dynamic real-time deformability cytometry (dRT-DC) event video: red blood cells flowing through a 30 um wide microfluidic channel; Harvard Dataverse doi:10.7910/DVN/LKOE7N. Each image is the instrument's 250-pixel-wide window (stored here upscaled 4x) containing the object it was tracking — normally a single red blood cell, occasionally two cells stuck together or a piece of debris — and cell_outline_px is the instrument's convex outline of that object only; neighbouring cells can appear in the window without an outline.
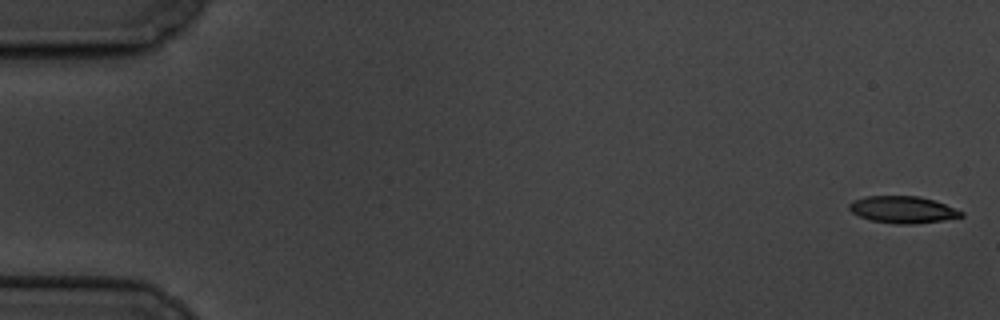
{"species": "common noctule bat (a hibernating species)", "species_latin": "Nyctalus noctula", "temperature_condition": "cold", "stored_images_in_passage": 3, "camera_frame_rate_fps": 3000, "um_per_image_px": 0.085, "animal": {"sex": "male", "body_mass_g": 19.5, "forearm_length_mm": 54.6}, "frame": {"image": 1, "passage_image": 1, "time_ms": 0.0, "image_size_px": [1000, 320], "cell_outline_px": [[964, 216], [944, 220], [912, 224], [896, 224], [872, 220], [860, 216], [852, 212], [848, 208], [848, 204], [852, 200], [864, 196], [916, 196], [932, 200], [944, 204], [964, 212]], "centroid_in_image_um": [76.71, 17.82], "position_along_channel_um": 8.3, "area_um2": 17.46}}